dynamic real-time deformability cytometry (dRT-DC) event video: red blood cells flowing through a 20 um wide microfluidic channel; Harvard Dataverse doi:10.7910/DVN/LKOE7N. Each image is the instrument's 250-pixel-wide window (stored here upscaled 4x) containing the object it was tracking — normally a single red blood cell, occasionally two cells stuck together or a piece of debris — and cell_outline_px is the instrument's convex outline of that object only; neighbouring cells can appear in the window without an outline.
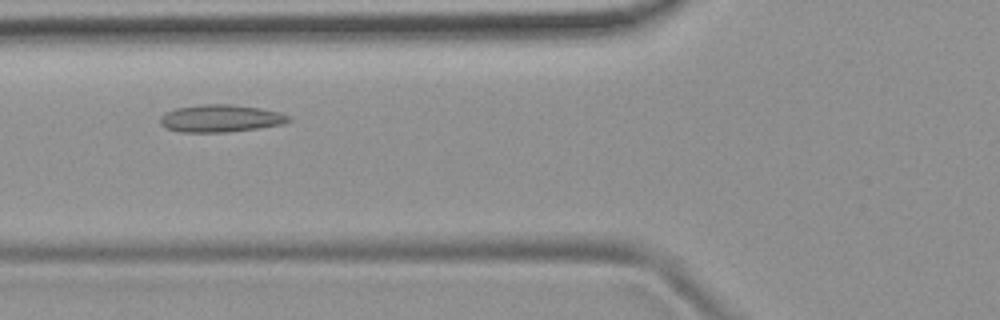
{"species": "common noctule bat (a hibernating species)", "species_latin": "Nyctalus noctula", "temperature_condition": "room temperature", "stored_images_in_passage": 6, "camera_frame_rate_fps": 3000, "um_per_image_px": 0.085, "animal": {"sex": "female", "body_mass_g": 19.9}, "frame": {"image": 1, "passage_image": 4, "time_ms": 3.333, "image_size_px": [1000, 320], "cell_outline_px": [[292, 120], [284, 124], [228, 132], [180, 132], [168, 128], [160, 124], [160, 116], [164, 112], [176, 108], [200, 104], [228, 104], [260, 108], [280, 112], [292, 116]], "centroid_in_image_um": [18.76, 10.06], "position_along_channel_um": 107.0, "area_um2": 20.63}}
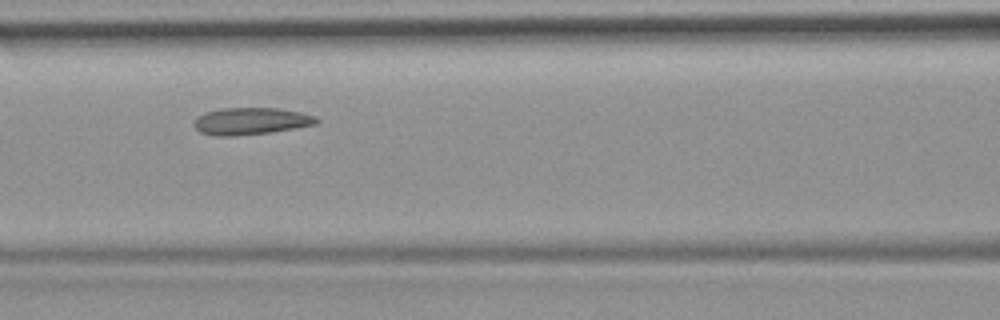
{"frame": {"image": 2, "passage_image": 5, "time_ms": 4.333, "image_size_px": [1000, 320], "cell_outline_px": [[320, 120], [316, 124], [268, 132], [232, 136], [216, 136], [200, 132], [192, 124], [204, 112], [220, 108], [280, 108], [300, 112], [316, 116]], "centroid_in_image_um": [21.32, 10.28], "position_along_channel_um": 145.3, "area_um2": 19.13}}